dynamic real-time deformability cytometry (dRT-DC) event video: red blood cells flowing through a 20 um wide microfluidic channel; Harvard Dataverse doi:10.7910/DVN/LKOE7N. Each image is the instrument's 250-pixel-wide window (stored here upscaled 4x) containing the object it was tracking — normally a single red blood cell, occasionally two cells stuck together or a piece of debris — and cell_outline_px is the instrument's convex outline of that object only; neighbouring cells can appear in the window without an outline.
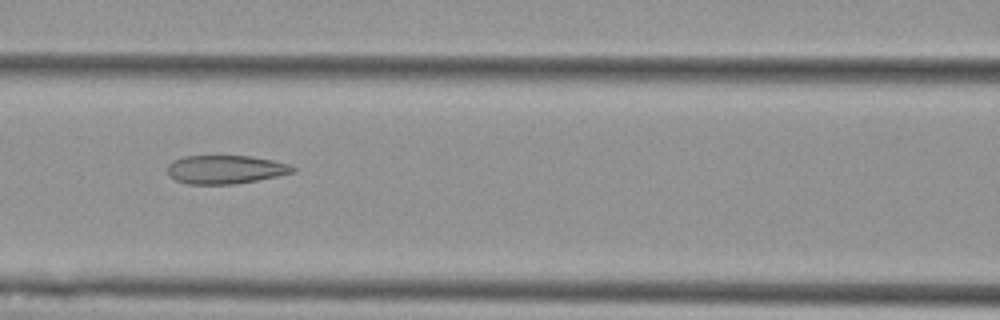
{"species": "Egyptian fruit bat (a non-hibernating species)", "species_latin": "Rousettus aegyptiacus", "temperature_condition": "cold", "stored_images_in_passage": 8, "camera_frame_rate_fps": 3000, "um_per_image_px": 0.085, "animal": {"sex": "female"}, "frame": {"image": 1, "passage_image": 7, "time_ms": 7.0, "image_size_px": [1000, 320], "cell_outline_px": [[296, 172], [236, 184], [188, 184], [176, 180], [168, 176], [168, 164], [172, 160], [184, 156], [252, 156], [272, 160], [288, 164], [296, 168]], "centroid_in_image_um": [19.14, 14.4], "position_along_channel_um": 147.5, "area_um2": 20.87}}
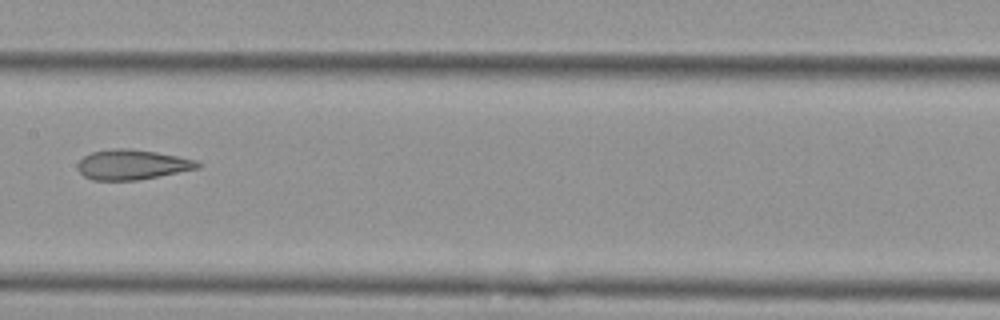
{"frame": {"image": 2, "passage_image": 8, "time_ms": 8.333, "image_size_px": [1000, 320], "cell_outline_px": [[200, 168], [136, 180], [92, 180], [84, 176], [80, 172], [76, 164], [84, 156], [92, 152], [116, 148], [132, 148], [156, 152], [196, 160], [200, 164]], "centroid_in_image_um": [11.21, 13.99], "position_along_channel_um": 196.2, "area_um2": 20.81}}